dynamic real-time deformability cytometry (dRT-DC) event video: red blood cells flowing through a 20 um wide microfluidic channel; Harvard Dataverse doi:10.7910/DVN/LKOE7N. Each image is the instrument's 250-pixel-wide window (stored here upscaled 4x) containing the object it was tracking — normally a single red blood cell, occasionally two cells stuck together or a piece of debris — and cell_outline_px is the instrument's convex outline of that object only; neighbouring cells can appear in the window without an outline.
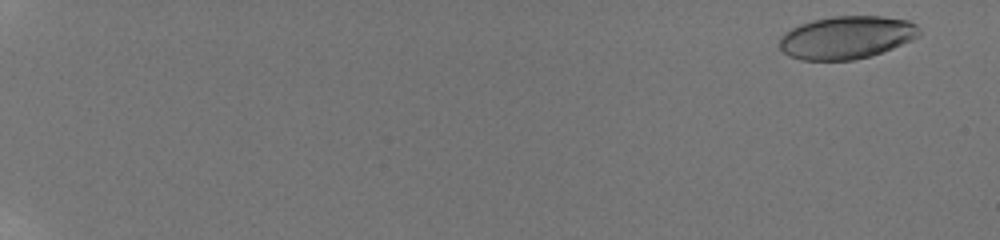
{"species": "human", "species_latin": "Homo sapiens", "temperature_condition": "room temperature", "stored_images_in_passage": 28, "camera_frame_rate_fps": 3000, "um_per_image_px": 0.085, "donor": {"sex": "male"}, "frame": {"image": 1, "passage_image": 4, "time_ms": 1.0, "image_size_px": [1000, 240], "cell_outline_px": [[920, 36], [912, 40], [892, 48], [868, 56], [852, 60], [800, 60], [788, 56], [780, 48], [780, 36], [784, 32], [800, 24], [812, 20], [832, 16], [884, 16], [908, 20], [916, 24], [920, 28]], "centroid_in_image_um": [71.95, 3.17], "position_along_channel_um": 13.0, "area_um2": 34.97}}
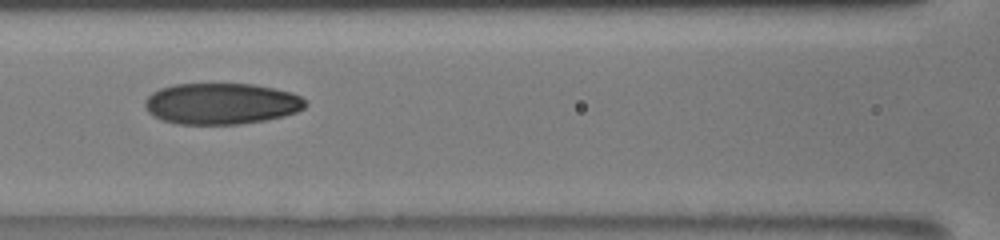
{"frame": {"image": 2, "passage_image": 23, "time_ms": 10.333, "image_size_px": [1000, 240], "cell_outline_px": [[308, 104], [304, 108], [296, 112], [284, 116], [264, 120], [240, 124], [176, 124], [160, 120], [152, 116], [148, 112], [144, 104], [144, 100], [152, 92], [160, 88], [172, 84], [252, 84], [292, 92], [300, 96]], "centroid_in_image_um": [18.78, 8.81], "position_along_channel_um": 147.8, "area_um2": 38.78}}
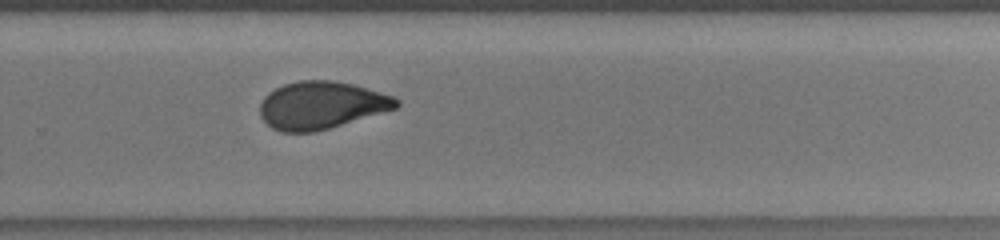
{"frame": {"image": 3, "passage_image": 28, "time_ms": 14.333, "image_size_px": [1000, 240], "cell_outline_px": [[400, 104], [396, 108], [328, 128], [312, 132], [280, 132], [272, 128], [260, 116], [260, 104], [264, 96], [268, 92], [284, 84], [300, 80], [332, 80], [352, 84], [380, 92], [392, 96], [400, 100]], "centroid_in_image_um": [27.28, 8.93], "position_along_channel_um": 302.5, "area_um2": 37.45}}